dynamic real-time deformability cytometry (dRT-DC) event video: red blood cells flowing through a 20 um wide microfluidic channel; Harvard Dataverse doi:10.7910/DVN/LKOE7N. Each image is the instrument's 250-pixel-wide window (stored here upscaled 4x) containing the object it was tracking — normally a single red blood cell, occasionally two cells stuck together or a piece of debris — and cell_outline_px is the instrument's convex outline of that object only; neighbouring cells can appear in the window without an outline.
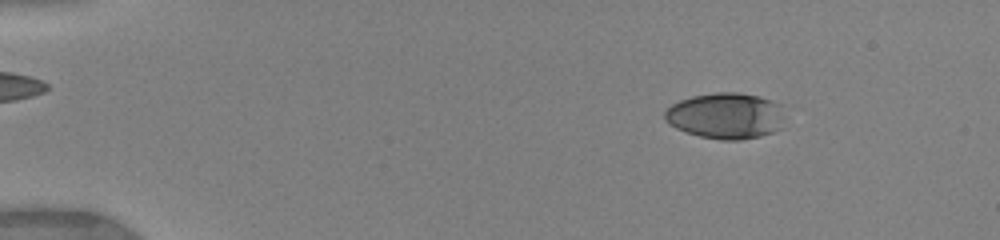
{"species": "human", "species_latin": "Homo sapiens", "temperature_condition": "warm", "stored_images_in_passage": 49, "camera_frame_rate_fps": 3000, "um_per_image_px": 0.085, "donor": {"sex": "female"}, "frame": {"image": 1, "passage_image": 1, "time_ms": 0.0, "image_size_px": [1000, 240], "cell_outline_px": [[780, 128], [772, 132], [760, 136], [740, 140], [720, 140], [700, 136], [676, 128], [668, 124], [664, 116], [664, 112], [672, 104], [680, 100], [692, 96], [716, 92], [740, 92], [760, 96], [772, 100], [780, 104]], "centroid_in_image_um": [61.65, 9.83], "position_along_channel_um": 23.4, "area_um2": 32.02}}
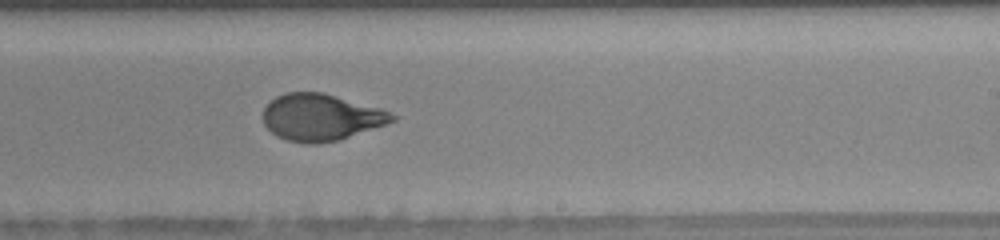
{"frame": {"image": 2, "passage_image": 24, "time_ms": 8.333, "image_size_px": [1000, 240], "cell_outline_px": [[396, 120], [340, 140], [316, 144], [308, 144], [284, 140], [276, 136], [264, 124], [264, 108], [276, 96], [288, 92], [320, 92], [380, 108], [396, 116]], "centroid_in_image_um": [27.25, 9.99], "position_along_channel_um": 261.7, "area_um2": 34.85}}
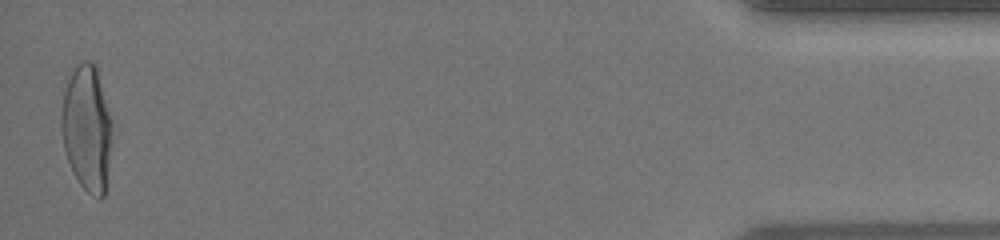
{"frame": {"image": 3, "passage_image": 48, "time_ms": 14.333, "image_size_px": [1000, 240], "cell_outline_px": [[112, 144], [104, 196], [100, 200], [92, 196], [80, 184], [68, 160], [64, 148], [60, 128], [60, 116], [64, 92], [68, 80], [72, 72], [84, 60], [88, 60], [96, 64], [112, 120]], "centroid_in_image_um": [7.41, 10.91], "position_along_channel_um": 427.8, "area_um2": 37.45}, "authors_computed_cell_mechanics": {"area_um2": 35.3736, "velocity_mm_per_s": 4.0409, "shape_relaxation_time_tau1_ms": 5.1265, "shape_relaxation_time_tau2_ms": 0.771, "deformation_change_tau1": 0.2345, "deformation_change_tau2": 0.0642}}